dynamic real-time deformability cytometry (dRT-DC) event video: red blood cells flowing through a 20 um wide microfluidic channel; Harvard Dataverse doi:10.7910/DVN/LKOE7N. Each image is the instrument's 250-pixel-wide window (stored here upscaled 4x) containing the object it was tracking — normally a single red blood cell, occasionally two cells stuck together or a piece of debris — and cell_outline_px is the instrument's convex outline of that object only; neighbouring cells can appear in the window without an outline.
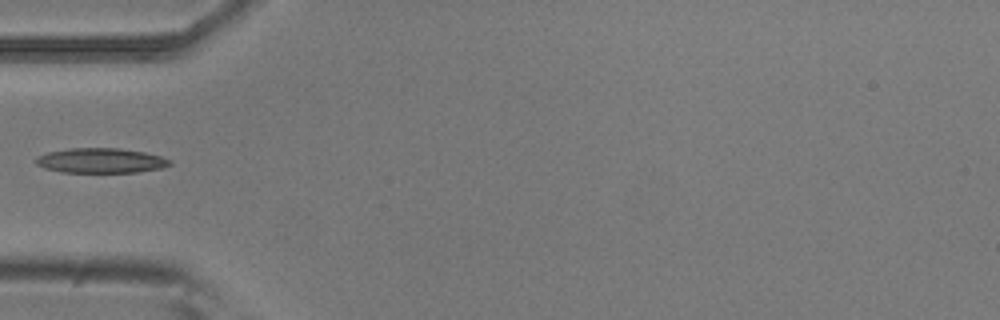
{"species": "common noctule bat (a hibernating species)", "species_latin": "Nyctalus noctula", "temperature_condition": "room temperature", "stored_images_in_passage": 4, "camera_frame_rate_fps": 3000, "um_per_image_px": 0.085, "animal": {"sex": "male", "body_mass_g": 20.5, "forearm_length_mm": 52.5}, "frame": {"image": 1, "passage_image": 4, "time_ms": 1.0, "image_size_px": [1000, 320], "cell_outline_px": [[172, 164], [160, 168], [136, 172], [60, 172], [44, 168], [36, 164], [36, 156], [48, 152], [68, 148], [120, 148], [144, 152], [160, 156], [172, 160]], "centroid_in_image_um": [8.55, 13.64], "position_along_channel_um": 76.5, "area_um2": 19.42}}